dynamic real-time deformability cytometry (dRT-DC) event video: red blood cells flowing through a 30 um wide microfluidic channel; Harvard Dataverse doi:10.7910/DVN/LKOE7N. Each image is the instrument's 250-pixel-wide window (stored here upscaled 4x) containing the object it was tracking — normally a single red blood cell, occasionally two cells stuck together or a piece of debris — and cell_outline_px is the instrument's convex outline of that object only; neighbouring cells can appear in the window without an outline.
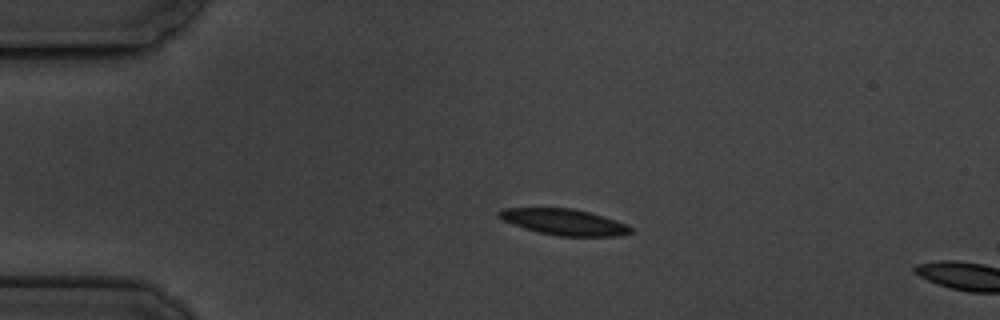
{"species": "common noctule bat (a hibernating species)", "species_latin": "Nyctalus noctula", "temperature_condition": "cold", "stored_images_in_passage": 3, "camera_frame_rate_fps": 3000, "um_per_image_px": 0.085, "animal": {"sex": "male", "body_mass_g": 19.5, "forearm_length_mm": 54.6}, "frame": {"image": 1, "passage_image": 2, "time_ms": 1.333, "image_size_px": [1000, 320], "cell_outline_px": [[632, 232], [620, 236], [560, 236], [540, 232], [524, 228], [512, 224], [496, 216], [496, 212], [500, 208], [572, 208], [604, 216], [628, 224], [632, 228]], "centroid_in_image_um": [47.94, 18.86], "position_along_channel_um": 37.1, "area_um2": 20.06}}